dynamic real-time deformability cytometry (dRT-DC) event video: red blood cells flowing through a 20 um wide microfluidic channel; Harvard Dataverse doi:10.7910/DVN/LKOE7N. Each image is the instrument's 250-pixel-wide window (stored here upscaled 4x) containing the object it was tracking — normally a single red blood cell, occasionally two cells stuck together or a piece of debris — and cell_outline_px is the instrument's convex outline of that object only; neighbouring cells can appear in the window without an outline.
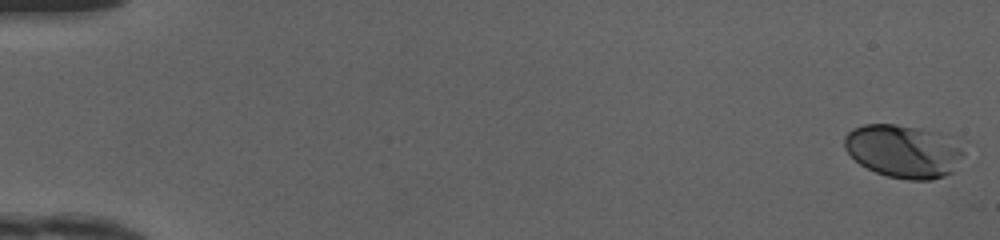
{"species": "human", "species_latin": "Homo sapiens", "temperature_condition": "cold", "stored_images_in_passage": 50, "camera_frame_rate_fps": 3000, "um_per_image_px": 0.085, "donor": {"sex": "female"}, "frame": {"image": 1, "passage_image": 1, "time_ms": 0.0, "image_size_px": [1000, 240], "cell_outline_px": [[964, 152], [952, 172], [944, 176], [932, 180], [908, 180], [888, 176], [876, 172], [860, 164], [844, 148], [844, 136], [852, 128], [864, 124], [896, 124], [944, 132]], "centroid_in_image_um": [76.77, 12.83], "position_along_channel_um": 8.2, "area_um2": 36.88}}
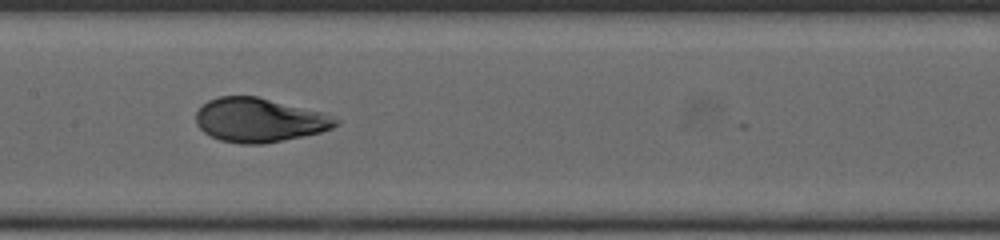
{"frame": {"image": 2, "passage_image": 26, "time_ms": 8.333, "image_size_px": [1000, 240], "cell_outline_px": [[340, 124], [332, 128], [320, 132], [264, 144], [240, 144], [220, 140], [204, 132], [196, 124], [196, 112], [208, 100], [220, 96], [256, 96], [324, 112], [340, 120]], "centroid_in_image_um": [22.05, 10.2], "position_along_channel_um": 185.3, "area_um2": 35.84}}
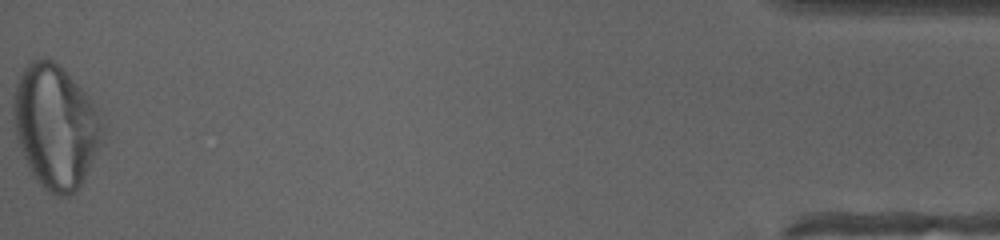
{"frame": {"image": 3, "passage_image": 50, "time_ms": 16.333, "image_size_px": [1000, 240], "cell_outline_px": [[104, 140], [84, 180], [76, 192], [68, 196], [56, 196], [48, 192], [32, 176], [16, 136], [12, 116], [12, 104], [16, 80], [24, 68], [32, 60], [52, 60], [64, 68], [92, 100], [104, 116]], "centroid_in_image_um": [4.76, 10.77], "position_along_channel_um": 430.4, "area_um2": 65.03}, "authors_computed_cell_mechanics": {"area_um2": 36.5296, "velocity_mm_per_s": 4.1667, "shape_relaxation_time_tau1_ms": 3.2178, "shape_relaxation_time_tau2_ms": null, "deformation_change_tau1": 0.1612, "deformation_change_tau2": null}}